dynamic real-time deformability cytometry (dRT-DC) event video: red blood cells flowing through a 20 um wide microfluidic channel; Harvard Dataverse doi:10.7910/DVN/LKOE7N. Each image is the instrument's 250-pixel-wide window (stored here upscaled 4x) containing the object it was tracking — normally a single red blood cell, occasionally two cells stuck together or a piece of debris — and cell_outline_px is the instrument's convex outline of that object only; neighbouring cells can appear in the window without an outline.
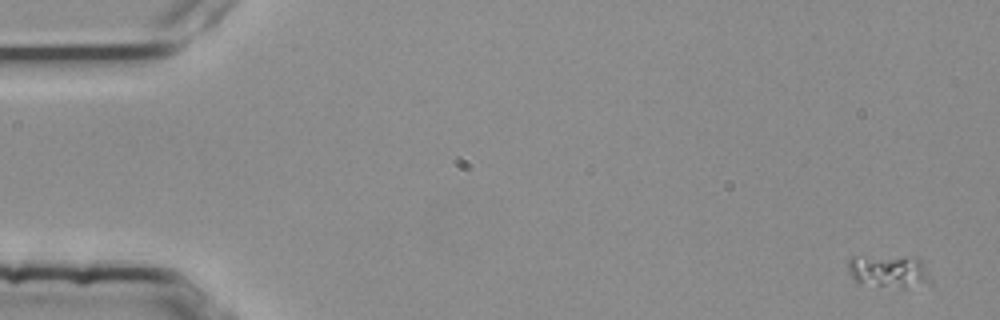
{"species": "common noctule bat (a hibernating species)", "species_latin": "Nyctalus noctula", "temperature_condition": "room temperature", "stored_images_in_passage": 5, "segment_of_instrument_passage": [1, 2], "camera_frame_rate_fps": 3000, "um_per_image_px": 0.085, "animal": {"sex": "female", "body_mass_g": 25.1}, "frame": {"image": 1, "passage_image": 1, "time_ms": 0.0, "image_size_px": [1000, 320], "cell_outline_px": [[932, 284], [904, 288], [876, 284], [856, 280], [852, 276], [848, 268], [848, 260], [852, 256], [916, 256], [924, 264]], "centroid_in_image_um": [75.62, 23.01], "position_along_channel_um": 9.4, "area_um2": 15.66}}